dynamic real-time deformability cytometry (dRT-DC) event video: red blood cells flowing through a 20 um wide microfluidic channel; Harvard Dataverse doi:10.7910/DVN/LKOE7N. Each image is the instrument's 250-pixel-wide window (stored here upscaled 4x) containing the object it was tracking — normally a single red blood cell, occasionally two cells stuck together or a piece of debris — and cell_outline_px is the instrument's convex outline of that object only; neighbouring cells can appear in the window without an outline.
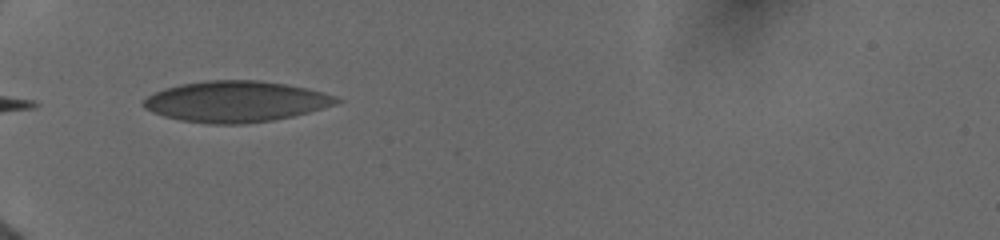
{"species": "human", "species_latin": "Homo sapiens", "temperature_condition": "cold", "stored_images_in_passage": 10, "camera_frame_rate_fps": 3000, "um_per_image_px": 0.085, "donor": {"sex": "female"}, "frame": {"image": 1, "passage_image": 9, "time_ms": 6.333, "image_size_px": [1000, 240], "cell_outline_px": [[344, 100], [336, 104], [308, 112], [292, 116], [272, 120], [244, 124], [208, 124], [180, 120], [164, 116], [152, 112], [144, 108], [140, 104], [152, 92], [164, 88], [180, 84], [204, 80], [260, 80], [308, 88], [324, 92], [336, 96]], "centroid_in_image_um": [20.02, 8.62], "position_along_channel_um": 65.0, "area_um2": 46.36}}